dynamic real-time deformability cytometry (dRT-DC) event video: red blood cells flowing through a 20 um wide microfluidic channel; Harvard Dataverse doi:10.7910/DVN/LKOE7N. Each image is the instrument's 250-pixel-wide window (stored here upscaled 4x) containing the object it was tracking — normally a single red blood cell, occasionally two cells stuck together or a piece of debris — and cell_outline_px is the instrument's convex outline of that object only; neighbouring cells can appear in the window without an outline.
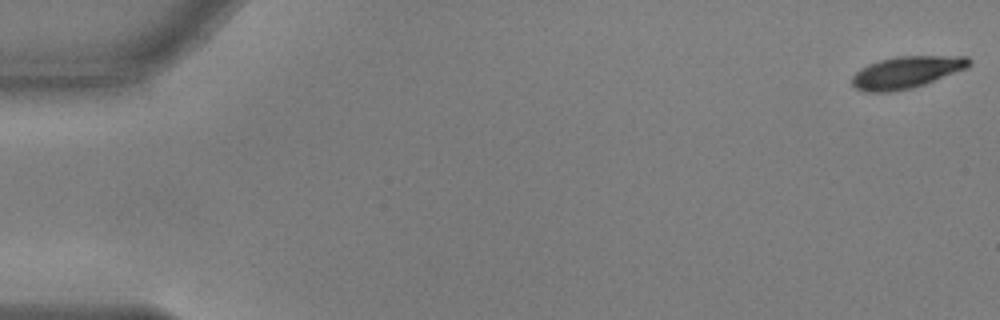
{"species": "common noctule bat (a hibernating species)", "species_latin": "Nyctalus noctula", "temperature_condition": "warm", "stored_images_in_passage": 56, "camera_frame_rate_fps": 3000, "um_per_image_px": 0.085, "animal": {"sex": "male", "body_mass_g": 17.9, "forearm_length_mm": 54.2}, "frame": {"image": 1, "passage_image": 1, "time_ms": 0.0, "image_size_px": [1000, 320], "cell_outline_px": [[972, 60], [964, 68], [924, 84], [912, 88], [888, 92], [864, 92], [856, 88], [852, 84], [852, 76], [860, 68], [868, 64], [880, 60], [896, 56], [968, 56]], "centroid_in_image_um": [76.98, 6.14], "position_along_channel_um": 8.0, "area_um2": 21.5}}
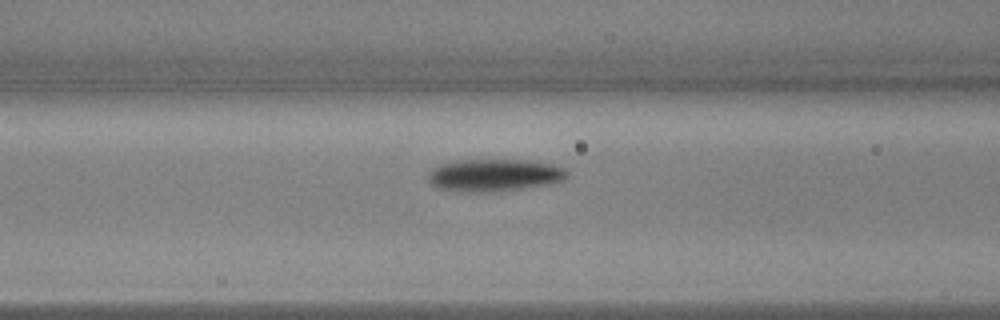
{"frame": {"image": 2, "passage_image": 23, "time_ms": 7.333, "image_size_px": [1000, 320], "cell_outline_px": [[568, 176], [564, 180], [548, 184], [500, 192], [452, 192], [436, 188], [428, 180], [428, 172], [432, 168], [440, 164], [456, 160], [524, 160], [552, 164], [564, 168], [568, 172]], "centroid_in_image_um": [41.97, 14.91], "position_along_channel_um": 124.6, "area_um2": 26.65}}
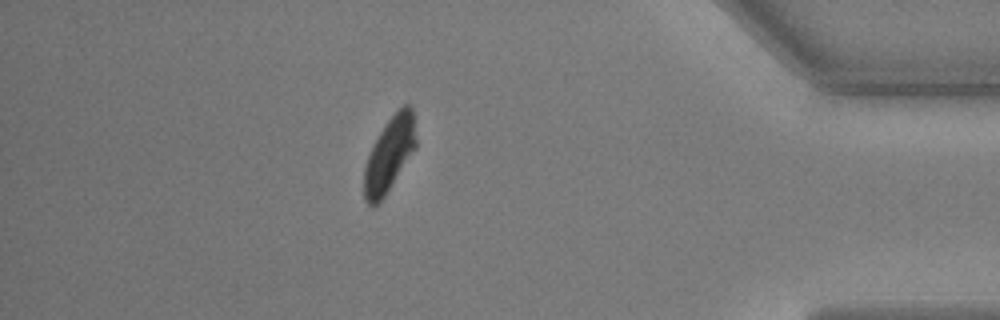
{"frame": {"image": 3, "passage_image": 49, "time_ms": 16.0, "image_size_px": [1000, 320], "cell_outline_px": [[416, 148], [380, 204], [372, 208], [364, 200], [364, 168], [368, 156], [380, 132], [388, 120], [404, 104], [412, 104], [416, 140]], "centroid_in_image_um": [33.1, 13.19], "position_along_channel_um": 402.1, "area_um2": 22.54}, "authors_computed_cell_mechanics": {"area_um2": 24.7384, "velocity_mm_per_s": 3.6386, "shape_relaxation_time_tau1_ms": 2.2552, "shape_relaxation_time_tau2_ms": null, "deformation_change_tau1": 0.1461, "deformation_change_tau2": null}}